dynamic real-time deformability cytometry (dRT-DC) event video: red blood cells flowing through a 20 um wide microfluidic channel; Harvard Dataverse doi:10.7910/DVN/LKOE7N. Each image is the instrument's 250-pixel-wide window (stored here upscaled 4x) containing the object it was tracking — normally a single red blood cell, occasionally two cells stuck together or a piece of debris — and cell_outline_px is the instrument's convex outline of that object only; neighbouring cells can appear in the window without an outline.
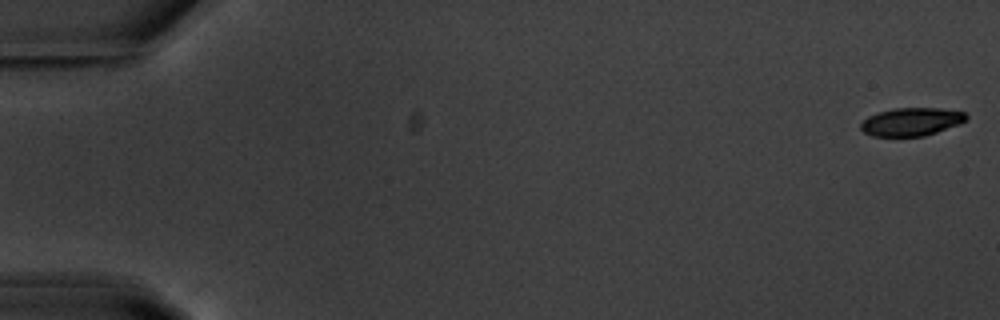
{"species": "common noctule bat (a hibernating species)", "species_latin": "Nyctalus noctula", "temperature_condition": "warm", "stored_images_in_passage": 56, "camera_frame_rate_fps": 3000, "um_per_image_px": 0.085, "animal": {"sex": "male", "body_mass_g": 20.1, "forearm_length_mm": 53.5}, "frame": {"image": 1, "passage_image": 1, "time_ms": 0.0, "image_size_px": [1000, 320], "cell_outline_px": [[968, 120], [960, 124], [924, 136], [872, 136], [864, 132], [860, 128], [860, 124], [868, 116], [880, 112], [896, 108], [940, 108], [964, 112], [968, 116]], "centroid_in_image_um": [77.49, 10.35], "position_along_channel_um": 7.5, "area_um2": 17.22}}
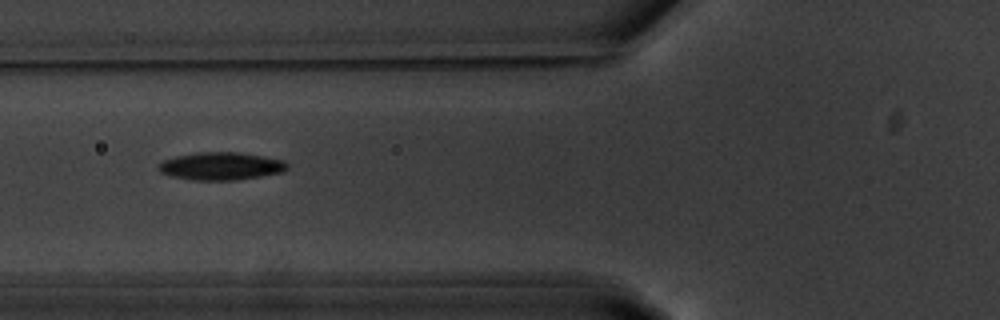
{"frame": {"image": 2, "passage_image": 22, "time_ms": 7.0, "image_size_px": [1000, 320], "cell_outline_px": [[288, 168], [280, 172], [260, 176], [236, 180], [196, 180], [172, 176], [160, 172], [156, 168], [164, 160], [176, 156], [196, 152], [236, 152], [284, 160], [288, 164]], "centroid_in_image_um": [18.76, 14.12], "position_along_channel_um": 107.0, "area_um2": 20.58}}
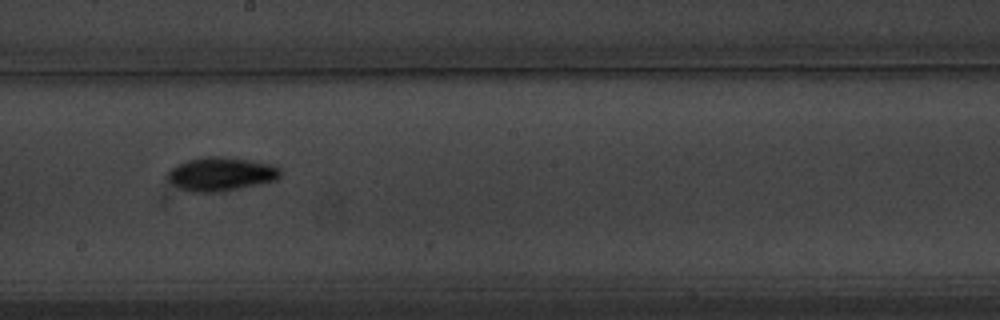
{"frame": {"image": 3, "passage_image": 32, "time_ms": 10.333, "image_size_px": [1000, 320], "cell_outline_px": [[280, 176], [276, 180], [224, 192], [188, 192], [180, 188], [168, 180], [168, 172], [176, 164], [184, 160], [204, 156], [220, 156], [252, 160], [272, 164], [280, 168]], "centroid_in_image_um": [18.77, 14.79], "position_along_channel_um": 229.4, "area_um2": 22.43}, "authors_computed_cell_mechanics": {"area_um2": 19.652, "velocity_mm_per_s": 3.6689, "shape_relaxation_time_tau1_ms": 3.1557, "shape_relaxation_time_tau2_ms": null, "deformation_change_tau1": 0.1593, "deformation_change_tau2": null}}